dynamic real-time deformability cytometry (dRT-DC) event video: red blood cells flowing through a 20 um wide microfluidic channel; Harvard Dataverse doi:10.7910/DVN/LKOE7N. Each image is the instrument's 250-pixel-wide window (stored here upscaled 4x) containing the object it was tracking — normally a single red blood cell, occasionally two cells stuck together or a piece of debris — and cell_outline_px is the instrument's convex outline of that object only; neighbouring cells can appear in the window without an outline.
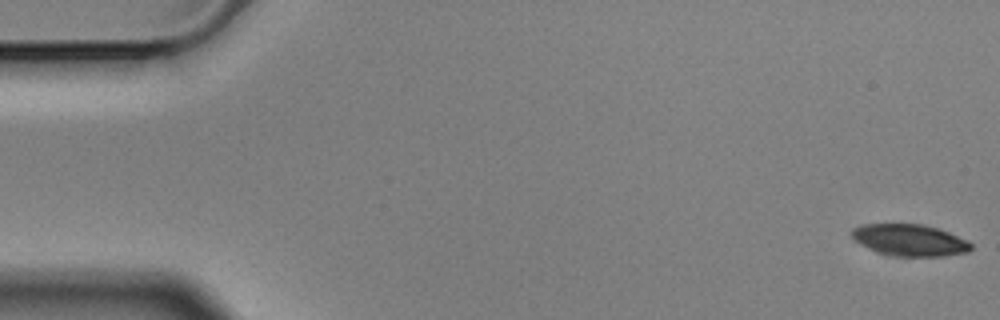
{"species": "Egyptian fruit bat (a non-hibernating species)", "species_latin": "Rousettus aegyptiacus", "temperature_condition": "cold", "stored_images_in_passage": 16, "camera_frame_rate_fps": 3000, "um_per_image_px": 0.085, "animal": {"sex": "male"}, "frame": {"image": 1, "passage_image": 1, "time_ms": 0.0, "image_size_px": [1000, 320], "cell_outline_px": [[972, 248], [968, 252], [944, 256], [896, 256], [876, 252], [860, 244], [852, 236], [852, 228], [860, 224], [892, 220], [924, 224], [948, 232], [968, 240], [972, 244]], "centroid_in_image_um": [77.27, 20.35], "position_along_channel_um": 7.7, "area_um2": 22.95}}